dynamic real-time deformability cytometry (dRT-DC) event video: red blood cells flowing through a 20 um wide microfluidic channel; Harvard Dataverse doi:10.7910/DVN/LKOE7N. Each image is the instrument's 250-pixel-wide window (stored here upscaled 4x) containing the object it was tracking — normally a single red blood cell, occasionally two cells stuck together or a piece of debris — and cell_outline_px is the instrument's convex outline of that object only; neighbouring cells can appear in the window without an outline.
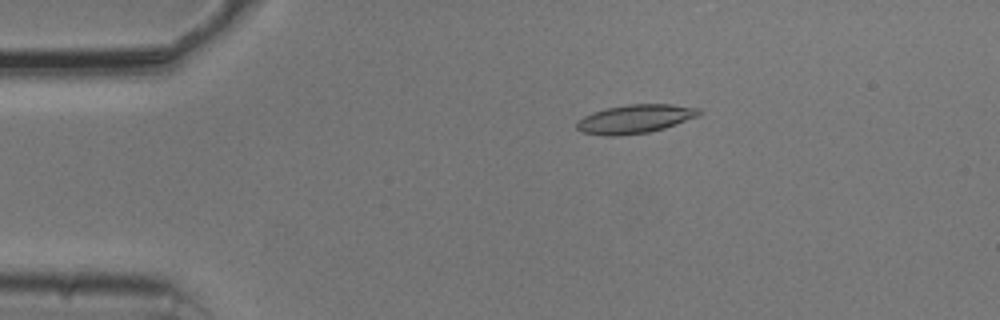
{"species": "common noctule bat (a hibernating species)", "species_latin": "Nyctalus noctula", "temperature_condition": "cold", "stored_images_in_passage": 42, "camera_frame_rate_fps": 3000, "um_per_image_px": 0.085, "animal": {"sex": "male", "body_mass_g": 20.5, "forearm_length_mm": 52.5}, "frame": {"image": 1, "passage_image": 1, "time_ms": 0.0, "image_size_px": [1000, 320], "cell_outline_px": [[704, 112], [700, 116], [664, 128], [648, 132], [620, 136], [604, 136], [580, 132], [576, 128], [576, 124], [584, 116], [592, 112], [604, 108], [628, 104], [672, 104], [700, 108]], "centroid_in_image_um": [54.0, 10.11], "position_along_channel_um": 31.0, "area_um2": 20.75}}
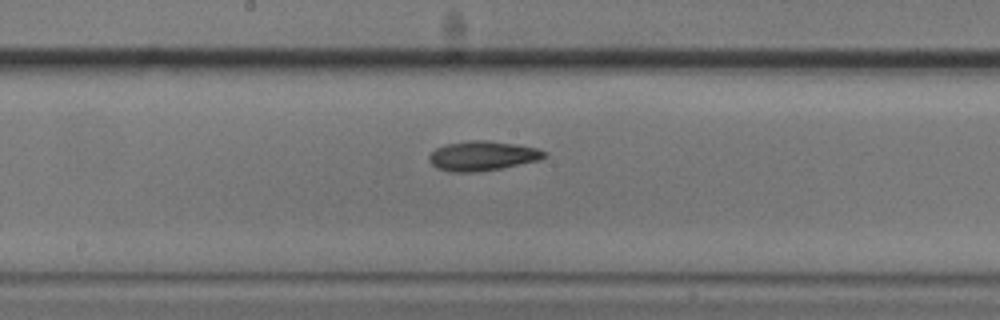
{"frame": {"image": 2, "passage_image": 19, "time_ms": 6.0, "image_size_px": [1000, 320], "cell_outline_px": [[548, 156], [540, 160], [480, 172], [452, 172], [436, 168], [428, 160], [428, 156], [436, 148], [444, 144], [468, 140], [488, 140], [516, 144], [536, 148], [548, 152]], "centroid_in_image_um": [41.01, 13.24], "position_along_channel_um": 207.2, "area_um2": 20.11}}
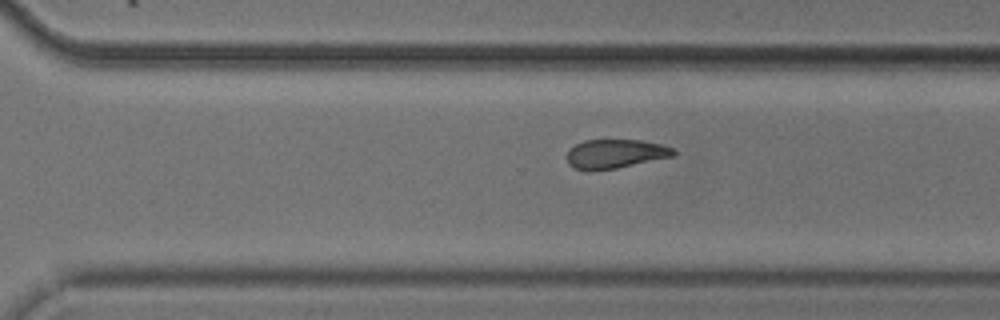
{"frame": {"image": 3, "passage_image": 28, "time_ms": 9.0, "image_size_px": [1000, 320], "cell_outline_px": [[676, 156], [616, 168], [572, 168], [568, 164], [568, 152], [576, 144], [584, 140], [640, 140], [660, 144], [672, 148], [676, 152]], "centroid_in_image_um": [52.36, 13.05], "position_along_channel_um": 318.2, "area_um2": 17.51}, "authors_computed_cell_mechanics": {"area_um2": 19.5075, "velocity_mm_per_s": 3.7341, "shape_relaxation_time_tau1_ms": 5.0728, "shape_relaxation_time_tau2_ms": 3.4194, "deformation_change_tau1": 0.1187, "deformation_change_tau2": 0.0899}}